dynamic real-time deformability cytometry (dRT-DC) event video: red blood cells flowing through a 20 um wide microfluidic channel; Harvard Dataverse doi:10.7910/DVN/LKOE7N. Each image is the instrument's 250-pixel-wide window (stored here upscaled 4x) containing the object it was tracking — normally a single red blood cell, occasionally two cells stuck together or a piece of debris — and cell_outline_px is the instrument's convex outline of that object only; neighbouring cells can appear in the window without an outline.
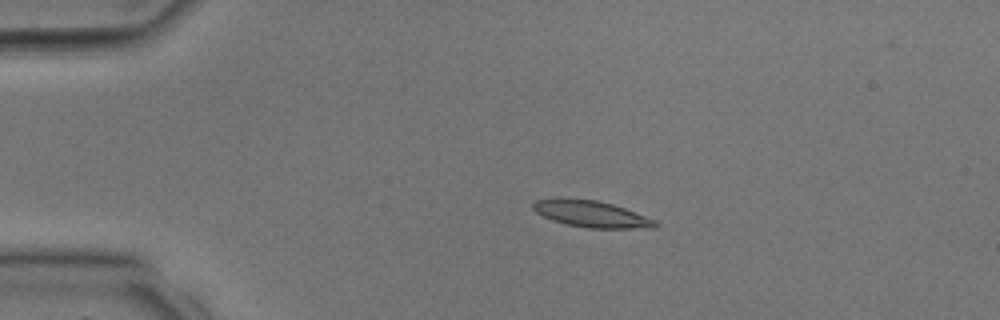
{"species": "common noctule bat (a hibernating species)", "species_latin": "Nyctalus noctula", "temperature_condition": "room temperature", "stored_images_in_passage": 35, "camera_frame_rate_fps": 3000, "um_per_image_px": 0.085, "animal": {"sex": "male", "body_mass_g": 17.9, "forearm_length_mm": 54.2}, "frame": {"image": 1, "passage_image": 8, "time_ms": 2.333, "image_size_px": [1000, 320], "cell_outline_px": [[660, 224], [656, 228], [588, 228], [564, 224], [552, 220], [536, 212], [532, 208], [532, 204], [536, 200], [560, 196], [596, 200], [612, 204], [624, 208], [656, 220]], "centroid_in_image_um": [50.23, 18.17], "position_along_channel_um": 34.8, "area_um2": 19.25}}
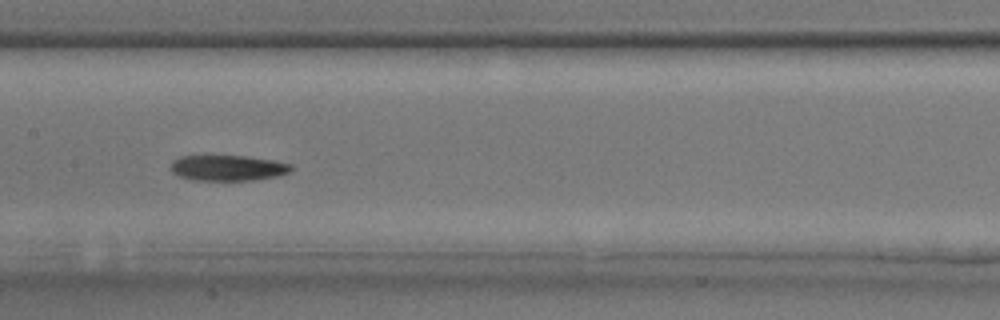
{"frame": {"image": 2, "passage_image": 18, "time_ms": 5.667, "image_size_px": [1000, 320], "cell_outline_px": [[292, 168], [288, 172], [276, 176], [252, 180], [192, 180], [180, 176], [172, 172], [172, 160], [180, 156], [244, 156], [272, 160], [292, 164]], "centroid_in_image_um": [19.35, 14.27], "position_along_channel_um": 188.1, "area_um2": 17.74}}
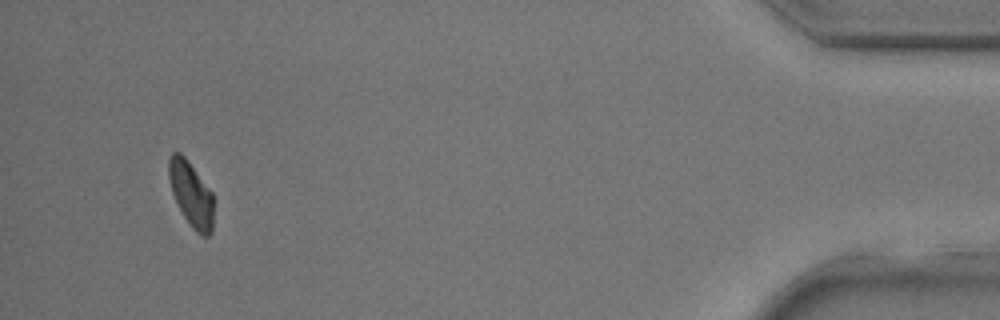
{"frame": {"image": 3, "passage_image": 33, "time_ms": 10.667, "image_size_px": [1000, 320], "cell_outline_px": [[212, 232], [208, 236], [200, 236], [188, 224], [176, 204], [172, 192], [168, 176], [168, 160], [172, 152], [180, 152], [184, 156], [212, 192]], "centroid_in_image_um": [16.21, 16.52], "position_along_channel_um": 419.0, "area_um2": 16.99}}